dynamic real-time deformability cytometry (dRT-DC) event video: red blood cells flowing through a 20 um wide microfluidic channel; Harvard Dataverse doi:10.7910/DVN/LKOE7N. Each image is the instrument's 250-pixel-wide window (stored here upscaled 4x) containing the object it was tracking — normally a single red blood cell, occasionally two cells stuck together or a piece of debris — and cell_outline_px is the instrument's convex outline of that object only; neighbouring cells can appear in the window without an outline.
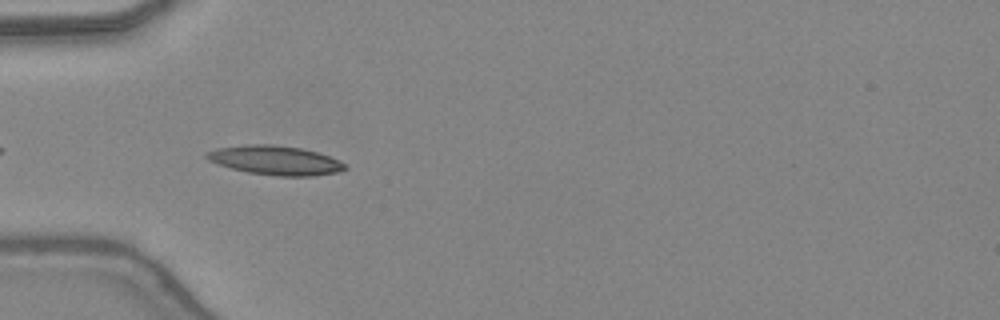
{"species": "common noctule bat (a hibernating species)", "species_latin": "Nyctalus noctula", "temperature_condition": "warm", "stored_images_in_passage": 12, "camera_frame_rate_fps": 3000, "um_per_image_px": 0.085, "animal": {"sex": "female", "body_mass_g": 24.6, "forearm_length_mm": 56.2}, "frame": {"image": 1, "passage_image": 3, "time_ms": 0.667, "image_size_px": [1000, 320], "cell_outline_px": [[348, 168], [336, 172], [312, 176], [276, 176], [248, 172], [232, 168], [208, 160], [204, 156], [204, 152], [216, 148], [244, 144], [272, 144], [300, 148], [316, 152], [340, 160]], "centroid_in_image_um": [23.36, 13.61], "position_along_channel_um": 61.6, "area_um2": 23.47}}
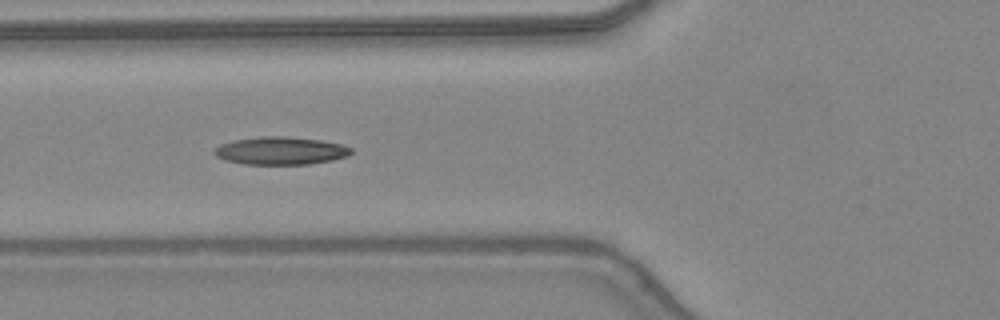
{"frame": {"image": 2, "passage_image": 6, "time_ms": 1.667, "image_size_px": [1000, 320], "cell_outline_px": [[352, 152], [348, 156], [332, 160], [308, 164], [244, 164], [224, 160], [216, 156], [212, 152], [220, 144], [232, 140], [260, 136], [288, 136], [320, 140], [344, 144], [352, 148]], "centroid_in_image_um": [23.85, 12.8], "position_along_channel_um": 101.9, "area_um2": 22.37}}
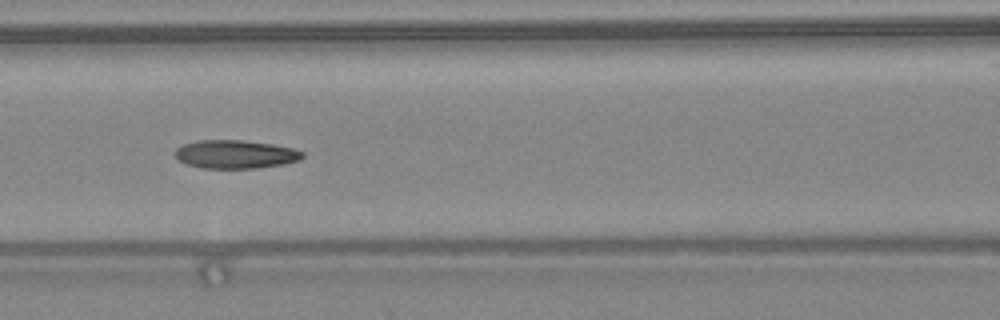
{"frame": {"image": 3, "passage_image": 9, "time_ms": 2.667, "image_size_px": [1000, 320], "cell_outline_px": [[304, 156], [300, 160], [284, 164], [260, 168], [204, 168], [188, 164], [176, 160], [176, 148], [184, 144], [196, 140], [244, 140], [272, 144], [292, 148], [304, 152]], "centroid_in_image_um": [20.03, 13.11], "position_along_channel_um": 146.6, "area_um2": 21.15}}